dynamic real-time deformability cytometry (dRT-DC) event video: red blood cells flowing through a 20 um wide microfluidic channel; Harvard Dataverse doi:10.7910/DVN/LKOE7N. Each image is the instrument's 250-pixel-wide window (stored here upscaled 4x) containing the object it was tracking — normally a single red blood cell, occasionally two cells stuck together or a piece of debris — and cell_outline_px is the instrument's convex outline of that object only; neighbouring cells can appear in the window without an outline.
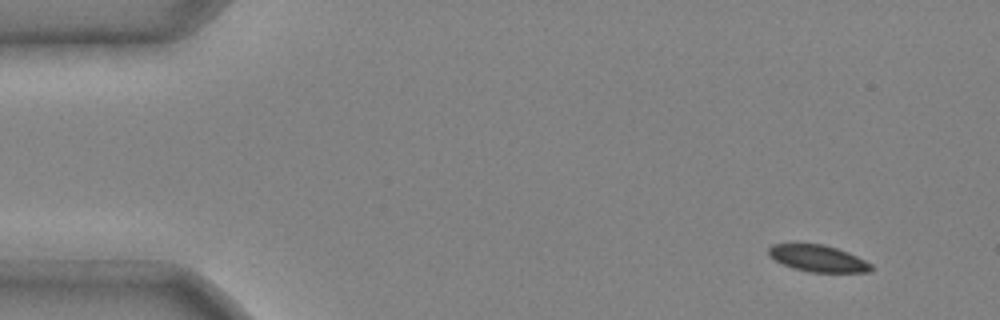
{"species": "common noctule bat (a hibernating species)", "species_latin": "Nyctalus noctula", "temperature_condition": "cold", "stored_images_in_passage": 4, "segment_of_instrument_passage": [1, 2], "camera_frame_rate_fps": 3000, "um_per_image_px": 0.085, "animal": {"sex": "male", "body_mass_g": 20.4}, "frame": {"image": 1, "passage_image": 1, "time_ms": 0.0, "image_size_px": [1000, 320], "cell_outline_px": [[872, 272], [808, 272], [792, 268], [776, 260], [768, 252], [768, 248], [772, 244], [824, 244], [848, 252], [872, 264]], "centroid_in_image_um": [69.55, 21.97], "position_along_channel_um": 15.4, "area_um2": 15.78}}
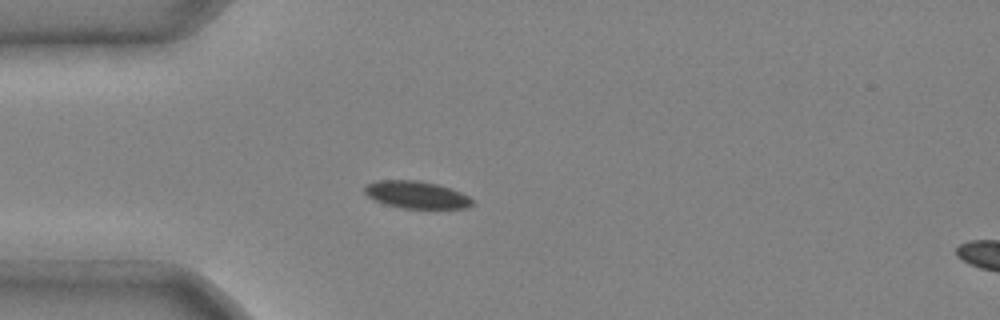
{"frame": {"image": 2, "passage_image": 3, "time_ms": 0.667, "image_size_px": [1000, 320], "cell_outline_px": [[472, 204], [468, 208], [404, 208], [384, 204], [368, 196], [364, 192], [364, 184], [380, 180], [420, 180], [436, 184], [460, 192], [468, 196], [472, 200]], "centroid_in_image_um": [35.36, 16.55], "position_along_channel_um": 49.6, "area_um2": 16.99}}